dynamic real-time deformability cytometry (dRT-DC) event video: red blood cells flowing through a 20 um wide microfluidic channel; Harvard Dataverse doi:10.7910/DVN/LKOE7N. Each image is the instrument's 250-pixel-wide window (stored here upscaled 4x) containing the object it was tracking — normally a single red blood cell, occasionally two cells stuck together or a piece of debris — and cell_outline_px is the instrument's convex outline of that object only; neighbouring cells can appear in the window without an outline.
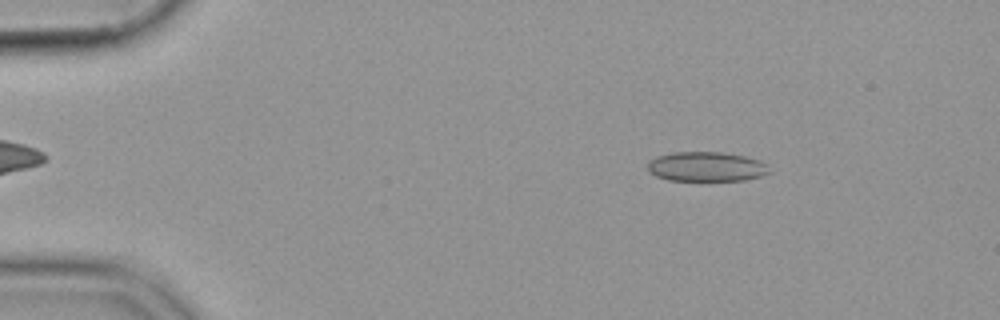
{"species": "common noctule bat (a hibernating species)", "species_latin": "Nyctalus noctula", "temperature_condition": "cold", "stored_images_in_passage": 54, "camera_frame_rate_fps": 3000, "um_per_image_px": 0.085, "animal": {"sex": "female", "body_mass_g": 19.9}, "frame": {"image": 1, "passage_image": 8, "time_ms": 2.333, "image_size_px": [1000, 320], "cell_outline_px": [[772, 172], [760, 176], [744, 180], [668, 180], [656, 176], [648, 168], [648, 160], [656, 156], [672, 152], [724, 152], [744, 156], [760, 160], [768, 164]], "centroid_in_image_um": [60.07, 14.15], "position_along_channel_um": 24.9, "area_um2": 21.1}}
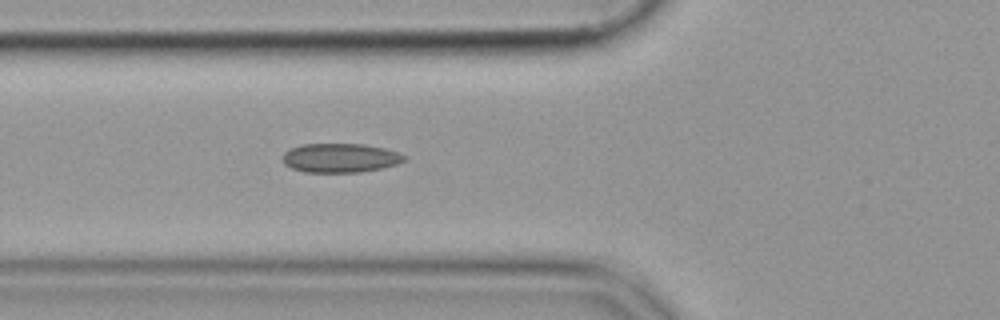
{"frame": {"image": 2, "passage_image": 20, "time_ms": 6.333, "image_size_px": [1000, 320], "cell_outline_px": [[408, 160], [396, 164], [380, 168], [360, 172], [304, 172], [292, 168], [284, 164], [284, 152], [300, 144], [364, 144], [384, 148], [400, 152], [408, 156]], "centroid_in_image_um": [28.97, 13.42], "position_along_channel_um": 96.8, "area_um2": 20.69}}
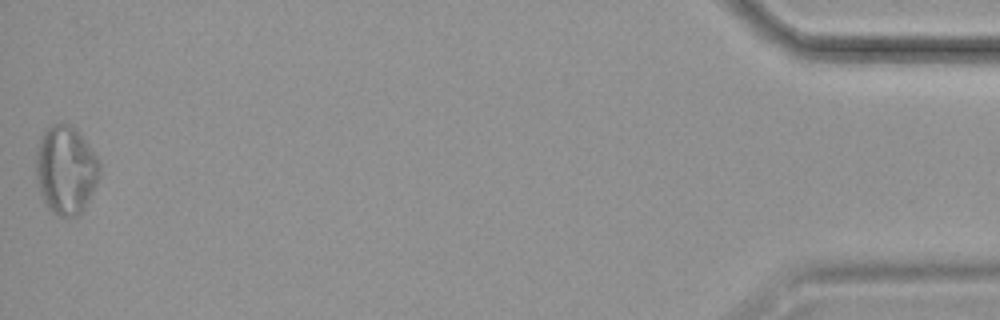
{"frame": {"image": 3, "passage_image": 54, "time_ms": 17.667, "image_size_px": [1000, 320], "cell_outline_px": [[100, 176], [80, 212], [76, 216], [60, 216], [52, 212], [48, 208], [40, 192], [36, 180], [36, 152], [40, 140], [44, 132], [52, 124], [68, 124], [76, 128], [100, 160]], "centroid_in_image_um": [5.59, 14.42], "position_along_channel_um": 429.6, "area_um2": 32.43}}